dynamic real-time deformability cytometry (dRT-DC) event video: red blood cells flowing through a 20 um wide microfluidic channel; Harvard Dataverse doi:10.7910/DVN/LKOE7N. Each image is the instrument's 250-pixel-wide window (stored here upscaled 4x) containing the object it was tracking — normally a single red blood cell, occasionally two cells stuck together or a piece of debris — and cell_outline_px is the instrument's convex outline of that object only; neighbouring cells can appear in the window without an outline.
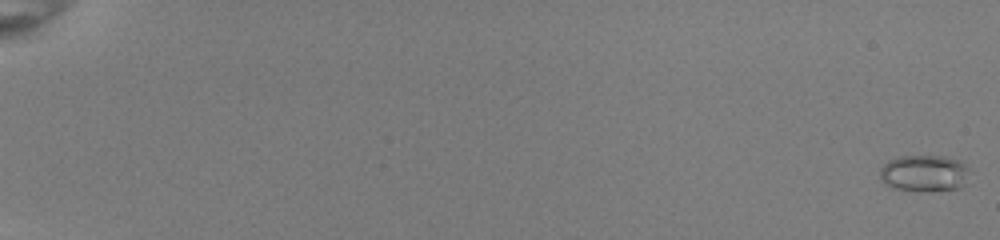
{"species": "common noctule bat (a hibernating species)", "species_latin": "Nyctalus noctula", "temperature_condition": "room temperature", "stored_images_in_passage": 54, "camera_frame_rate_fps": 3000, "um_per_image_px": 0.085, "animal": {"sex": "female", "body_mass_g": 22.0, "forearm_length_mm": 56.7}, "frame": {"image": 1, "passage_image": 1, "time_ms": 0.0, "image_size_px": [1000, 240], "cell_outline_px": [[968, 184], [960, 188], [928, 192], [892, 188], [884, 184], [880, 180], [880, 168], [888, 160], [896, 156], [944, 156], [960, 160], [968, 168]], "centroid_in_image_um": [78.57, 14.74], "position_along_channel_um": 6.4, "area_um2": 19.65}}
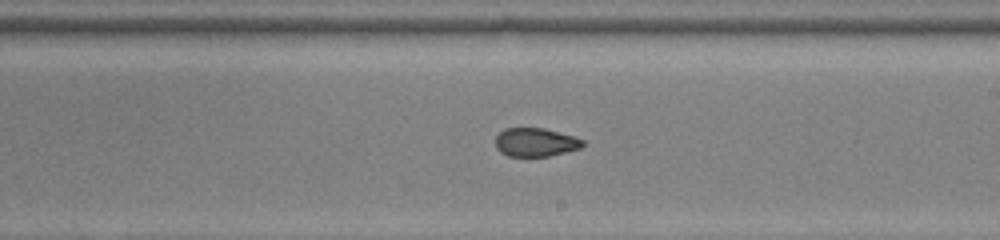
{"frame": {"image": 2, "passage_image": 35, "time_ms": 11.333, "image_size_px": [1000, 240], "cell_outline_px": [[584, 144], [580, 148], [548, 156], [508, 156], [500, 152], [496, 148], [496, 136], [504, 128], [544, 128], [572, 136], [584, 140]], "centroid_in_image_um": [45.49, 12.09], "position_along_channel_um": 243.5, "area_um2": 14.39}}
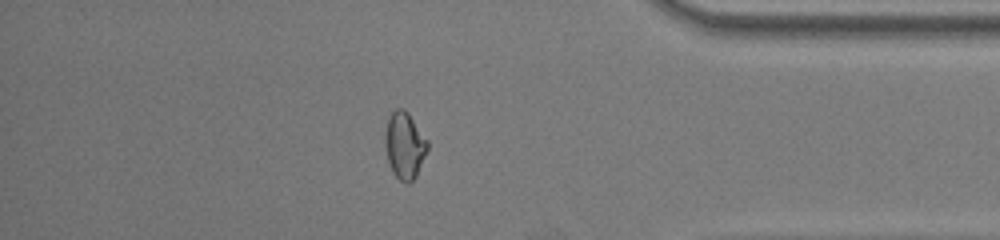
{"frame": {"image": 3, "passage_image": 48, "time_ms": 15.667, "image_size_px": [1000, 240], "cell_outline_px": [[428, 148], [416, 176], [408, 184], [400, 180], [392, 172], [388, 160], [384, 140], [384, 136], [388, 120], [392, 112], [396, 108], [404, 108], [408, 112], [428, 140]], "centroid_in_image_um": [34.39, 12.34], "position_along_channel_um": 400.8, "area_um2": 16.42}, "authors_computed_cell_mechanics": {"area_um2": 16.3574, "velocity_mm_per_s": 4.0238, "shape_relaxation_time_tau1_ms": null, "shape_relaxation_time_tau2_ms": 1.1628, "deformation_change_tau1": null, "deformation_change_tau2": 0.0581}}